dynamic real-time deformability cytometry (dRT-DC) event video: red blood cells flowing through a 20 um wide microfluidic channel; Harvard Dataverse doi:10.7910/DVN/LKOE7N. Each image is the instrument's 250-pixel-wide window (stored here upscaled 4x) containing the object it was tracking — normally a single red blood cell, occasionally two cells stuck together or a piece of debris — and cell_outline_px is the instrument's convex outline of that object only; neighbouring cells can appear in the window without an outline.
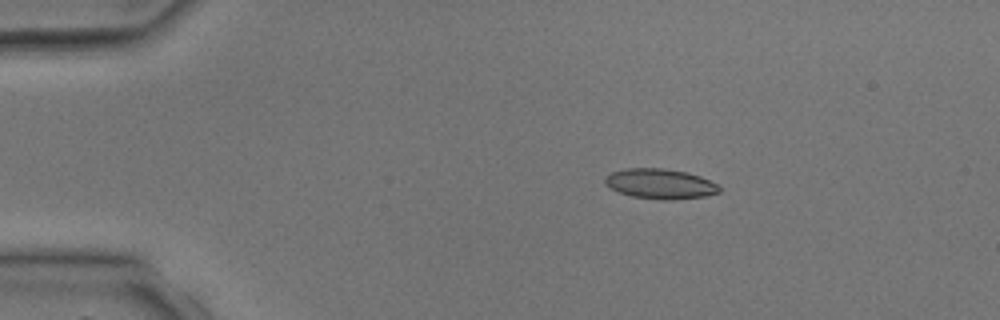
{"species": "common noctule bat (a hibernating species)", "species_latin": "Nyctalus noctula", "temperature_condition": "room temperature", "stored_images_in_passage": 5, "camera_frame_rate_fps": 3000, "um_per_image_px": 0.085, "animal": {"sex": "male", "body_mass_g": 17.9, "forearm_length_mm": 54.2}, "frame": {"image": 1, "passage_image": 3, "time_ms": 2.333, "image_size_px": [1000, 320], "cell_outline_px": [[720, 192], [704, 196], [672, 200], [664, 200], [632, 196], [608, 188], [604, 184], [604, 176], [612, 172], [624, 168], [664, 168], [688, 172], [700, 176], [716, 184], [720, 188]], "centroid_in_image_um": [56.07, 15.61], "position_along_channel_um": 28.9, "area_um2": 20.11}}